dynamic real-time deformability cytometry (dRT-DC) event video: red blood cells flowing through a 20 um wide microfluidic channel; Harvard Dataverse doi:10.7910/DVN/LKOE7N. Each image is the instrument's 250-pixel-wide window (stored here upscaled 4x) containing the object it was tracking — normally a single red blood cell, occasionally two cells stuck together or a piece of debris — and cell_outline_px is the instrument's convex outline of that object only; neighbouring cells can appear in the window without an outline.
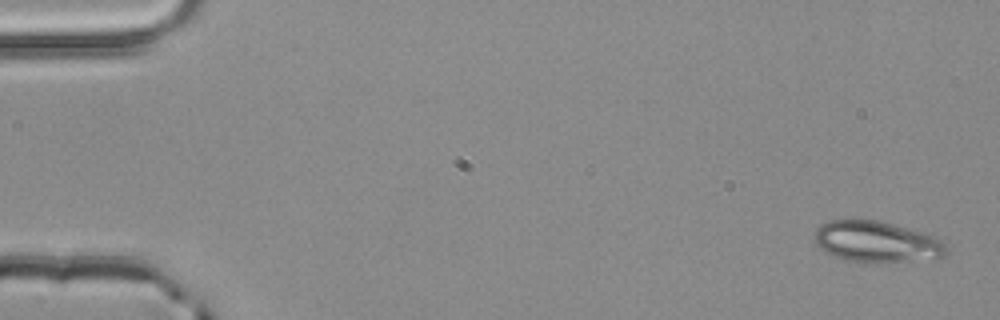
{"species": "common noctule bat (a hibernating species)", "species_latin": "Nyctalus noctula", "temperature_condition": "room temperature", "stored_images_in_passage": 5, "camera_frame_rate_fps": 3000, "um_per_image_px": 0.085, "animal": {"sex": "male", "body_mass_g": 20.4}, "frame": {"image": 1, "passage_image": 1, "time_ms": 0.0, "image_size_px": [1000, 320], "cell_outline_px": [[944, 256], [936, 260], [844, 260], [832, 256], [824, 252], [816, 244], [816, 228], [820, 224], [828, 220], [876, 220], [924, 232], [936, 236], [944, 244]], "centroid_in_image_um": [74.5, 20.52], "position_along_channel_um": 10.5, "area_um2": 30.92}}